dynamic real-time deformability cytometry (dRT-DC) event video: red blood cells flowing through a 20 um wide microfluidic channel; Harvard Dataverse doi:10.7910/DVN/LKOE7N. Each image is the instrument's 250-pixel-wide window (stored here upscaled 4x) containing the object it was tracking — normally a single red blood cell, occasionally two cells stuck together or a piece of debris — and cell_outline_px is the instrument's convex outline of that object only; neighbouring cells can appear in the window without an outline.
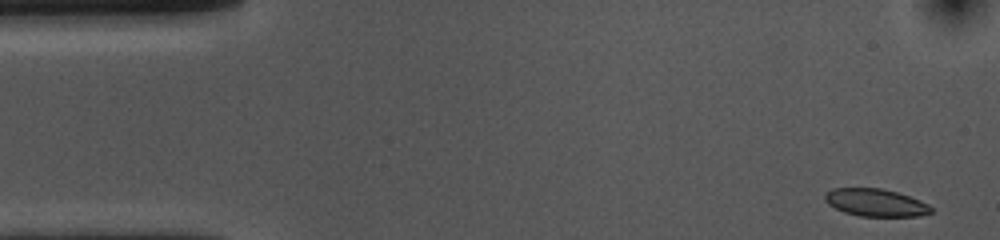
{"species": "common noctule bat (a hibernating species)", "species_latin": "Nyctalus noctula", "temperature_condition": "cold", "stored_images_in_passage": 52, "camera_frame_rate_fps": 3000, "um_per_image_px": 0.085, "animal": {"sex": "female", "body_mass_g": 10.0, "forearm_length_mm": 53.1}, "frame": {"image": 1, "passage_image": 1, "time_ms": 0.0, "image_size_px": [1000, 240], "cell_outline_px": [[932, 212], [920, 216], [860, 216], [844, 212], [828, 204], [824, 200], [824, 196], [832, 188], [880, 188], [896, 192], [920, 200], [928, 204], [932, 208]], "centroid_in_image_um": [74.43, 17.22], "position_along_channel_um": 10.6, "area_um2": 16.94}}
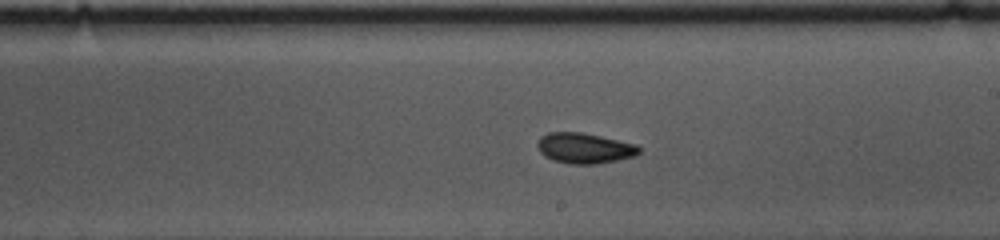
{"frame": {"image": 2, "passage_image": 28, "time_ms": 9.0, "image_size_px": [1000, 240], "cell_outline_px": [[640, 152], [636, 156], [596, 164], [572, 164], [552, 160], [544, 156], [540, 152], [536, 144], [540, 136], [548, 132], [584, 132], [636, 144], [640, 148]], "centroid_in_image_um": [49.66, 12.58], "position_along_channel_um": 239.3, "area_um2": 18.21}}
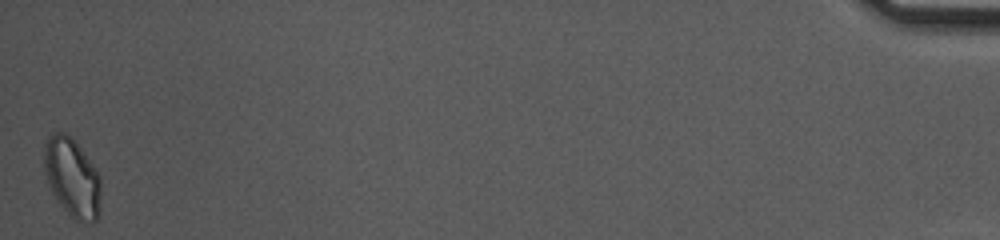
{"frame": {"image": 3, "passage_image": 52, "time_ms": 17.0, "image_size_px": [1000, 240], "cell_outline_px": [[100, 212], [96, 220], [92, 224], [76, 220], [68, 216], [52, 192], [48, 184], [44, 172], [44, 144], [48, 136], [52, 132], [64, 132], [80, 148], [100, 176]], "centroid_in_image_um": [6.12, 15.14], "position_along_channel_um": 429.1, "area_um2": 26.13}, "authors_computed_cell_mechanics": {"area_um2": 17.918, "velocity_mm_per_s": 3.6401, "shape_relaxation_time_tau1_ms": 8.8982, "shape_relaxation_time_tau2_ms": 2.5222, "deformation_change_tau1": 0.1253, "deformation_change_tau2": 0.0626}}